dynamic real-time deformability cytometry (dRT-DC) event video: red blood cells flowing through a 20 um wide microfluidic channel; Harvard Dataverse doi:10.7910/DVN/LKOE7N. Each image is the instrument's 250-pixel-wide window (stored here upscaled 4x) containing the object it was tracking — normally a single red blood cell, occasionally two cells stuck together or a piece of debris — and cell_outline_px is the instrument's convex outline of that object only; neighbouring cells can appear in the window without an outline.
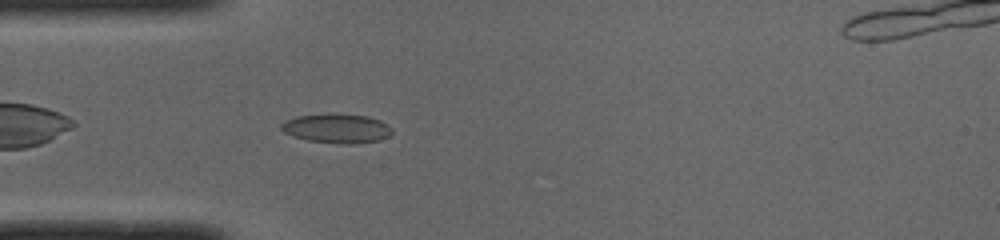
{"species": "common noctule bat (a hibernating species)", "species_latin": "Nyctalus noctula", "temperature_condition": "cold", "stored_images_in_passage": 41, "segment_of_instrument_passage": [1, 2], "camera_frame_rate_fps": 3000, "um_per_image_px": 0.085, "animal": {"sex": "male", "body_mass_g": 19.0, "forearm_length_mm": 50.8}, "frame": {"image": 1, "passage_image": 4, "time_ms": 1.0, "image_size_px": [1000, 240], "cell_outline_px": [[392, 132], [388, 136], [380, 140], [356, 144], [336, 144], [308, 140], [292, 136], [284, 132], [280, 128], [280, 124], [296, 116], [368, 116], [380, 120], [392, 128]], "centroid_in_image_um": [28.65, 10.97], "position_along_channel_um": 56.4, "area_um2": 18.26}}
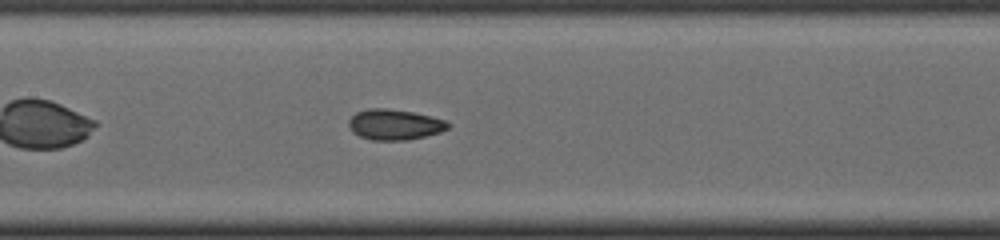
{"frame": {"image": 2, "passage_image": 13, "time_ms": 4.0, "image_size_px": [1000, 240], "cell_outline_px": [[452, 124], [448, 128], [440, 132], [408, 140], [372, 140], [360, 136], [352, 132], [348, 124], [348, 120], [356, 112], [368, 108], [388, 108], [412, 112], [444, 120]], "centroid_in_image_um": [33.51, 10.58], "position_along_channel_um": 173.9, "area_um2": 17.63}}
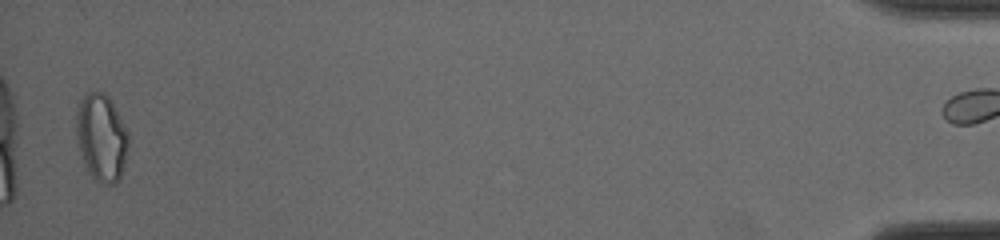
{"frame": {"image": 3, "passage_image": 39, "time_ms": 12.667, "image_size_px": [1000, 240], "cell_outline_px": [[128, 148], [124, 164], [120, 176], [112, 184], [100, 184], [88, 172], [84, 164], [76, 132], [76, 112], [80, 100], [88, 92], [100, 92], [108, 96], [112, 100], [128, 132]], "centroid_in_image_um": [8.62, 11.67], "position_along_channel_um": 426.6, "area_um2": 26.36}}